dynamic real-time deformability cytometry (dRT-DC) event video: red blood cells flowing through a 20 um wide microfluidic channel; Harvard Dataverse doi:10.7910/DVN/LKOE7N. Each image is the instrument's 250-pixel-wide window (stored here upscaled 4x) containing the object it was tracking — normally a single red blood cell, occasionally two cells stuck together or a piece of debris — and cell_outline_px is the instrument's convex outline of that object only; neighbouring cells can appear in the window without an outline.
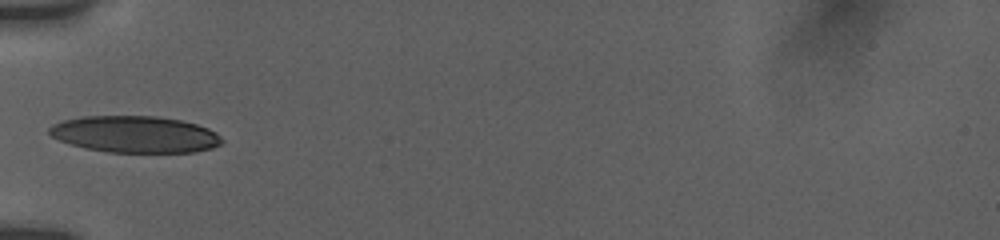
{"species": "human", "species_latin": "Homo sapiens", "temperature_condition": "room temperature", "stored_images_in_passage": 35, "camera_frame_rate_fps": 3000, "um_per_image_px": 0.085, "donor": {"sex": "female"}, "frame": {"image": 1, "passage_image": 1, "time_ms": 0.0, "image_size_px": [1000, 240], "cell_outline_px": [[224, 140], [220, 144], [212, 148], [196, 152], [108, 152], [84, 148], [60, 140], [52, 136], [48, 132], [48, 128], [52, 124], [64, 120], [80, 116], [156, 116], [180, 120], [196, 124], [208, 128], [216, 132]], "centroid_in_image_um": [11.47, 11.41], "position_along_channel_um": 73.5, "area_um2": 36.93}}
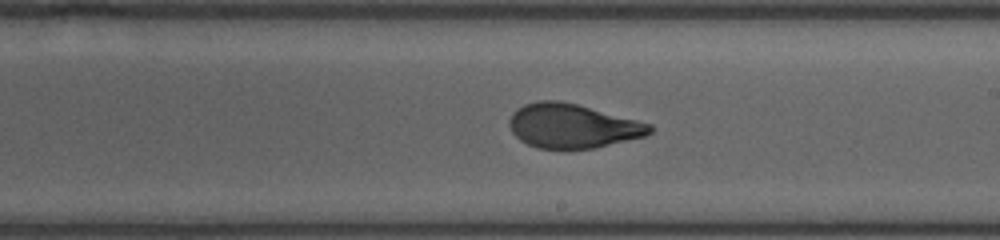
{"frame": {"image": 2, "passage_image": 14, "time_ms": 4.333, "image_size_px": [1000, 240], "cell_outline_px": [[652, 132], [648, 136], [596, 148], [564, 152], [536, 148], [520, 140], [512, 132], [508, 124], [508, 120], [512, 112], [516, 108], [524, 104], [536, 100], [560, 100], [576, 104], [652, 124]], "centroid_in_image_um": [48.63, 10.75], "position_along_channel_um": 240.4, "area_um2": 37.22}}
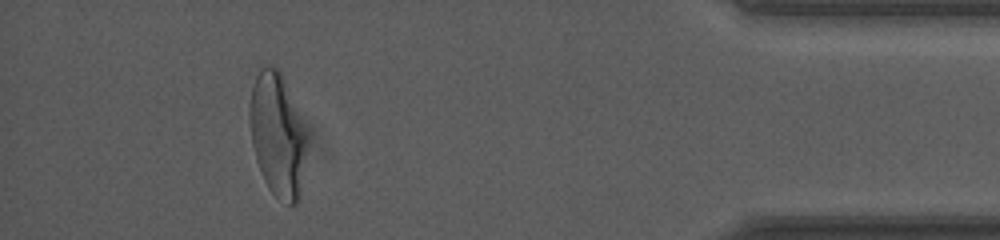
{"frame": {"image": 3, "passage_image": 31, "time_ms": 10.0, "image_size_px": [1000, 240], "cell_outline_px": [[308, 144], [300, 196], [296, 204], [288, 204], [276, 196], [268, 188], [264, 180], [256, 160], [252, 144], [248, 120], [248, 112], [252, 88], [256, 76], [260, 68], [268, 64], [276, 68], [280, 72], [308, 136]], "centroid_in_image_um": [23.58, 11.5], "position_along_channel_um": 411.6, "area_um2": 41.15}, "authors_computed_cell_mechanics": {"area_um2": 37.0498, "velocity_mm_per_s": 3.8398, "shape_relaxation_time_tau1_ms": 6.82, "shape_relaxation_time_tau2_ms": 0.8139, "deformation_change_tau1": 0.2347, "deformation_change_tau2": 0.0686}}